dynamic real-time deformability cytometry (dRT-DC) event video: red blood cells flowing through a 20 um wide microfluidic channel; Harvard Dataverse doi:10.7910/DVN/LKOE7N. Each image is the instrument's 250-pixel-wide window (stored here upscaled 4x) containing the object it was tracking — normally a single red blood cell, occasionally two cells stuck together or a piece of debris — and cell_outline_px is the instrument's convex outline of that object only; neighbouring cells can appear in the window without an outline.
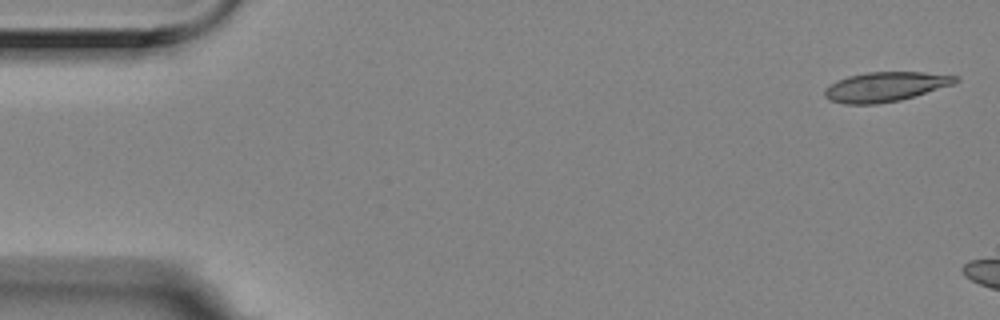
{"species": "Egyptian fruit bat (a non-hibernating species)", "species_latin": "Rousettus aegyptiacus", "temperature_condition": "room temperature", "stored_images_in_passage": 3, "camera_frame_rate_fps": 3000, "um_per_image_px": 0.085, "animal": {"sex": "female"}, "frame": {"image": 1, "passage_image": 1, "time_ms": 0.0, "image_size_px": [1000, 320], "cell_outline_px": [[960, 80], [952, 84], [900, 100], [876, 104], [844, 104], [828, 100], [824, 96], [824, 88], [836, 80], [848, 76], [868, 72], [924, 72], [960, 76]], "centroid_in_image_um": [75.21, 7.37], "position_along_channel_um": 9.8, "area_um2": 22.54}}